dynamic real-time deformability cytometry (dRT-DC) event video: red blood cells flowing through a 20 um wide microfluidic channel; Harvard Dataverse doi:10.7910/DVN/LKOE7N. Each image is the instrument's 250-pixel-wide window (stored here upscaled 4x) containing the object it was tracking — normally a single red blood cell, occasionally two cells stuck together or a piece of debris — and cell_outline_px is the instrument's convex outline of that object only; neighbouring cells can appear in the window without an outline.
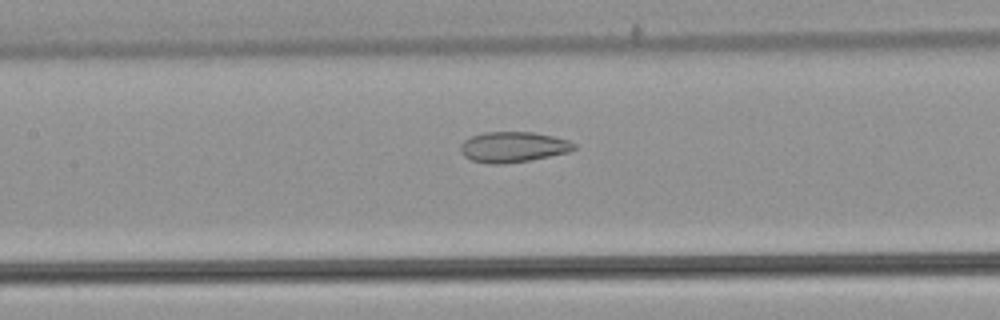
{"species": "common noctule bat (a hibernating species)", "species_latin": "Nyctalus noctula", "temperature_condition": "warm", "stored_images_in_passage": 32, "camera_frame_rate_fps": 3000, "um_per_image_px": 0.085, "animal": {"sex": "male", "body_mass_g": 21.5, "forearm_length_mm": 52.0}, "frame": {"image": 1, "passage_image": 14, "time_ms": 4.333, "image_size_px": [1000, 320], "cell_outline_px": [[576, 148], [568, 152], [528, 160], [504, 164], [488, 164], [472, 160], [464, 156], [460, 152], [460, 144], [464, 140], [472, 136], [484, 132], [532, 132], [552, 136], [568, 140], [576, 144]], "centroid_in_image_um": [43.58, 12.49], "position_along_channel_um": 163.8, "area_um2": 20.11}}
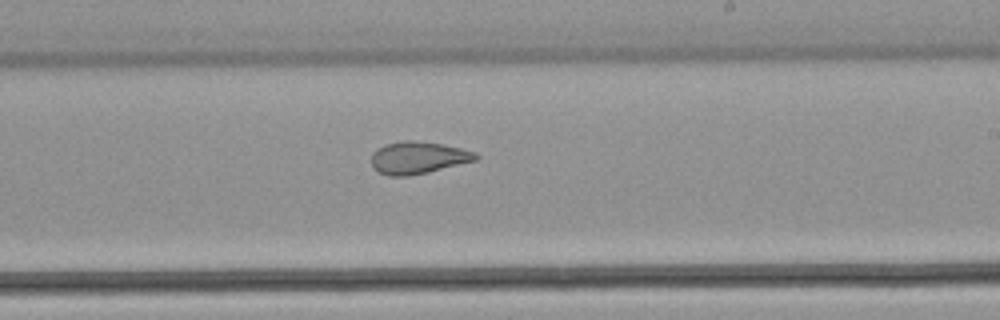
{"frame": {"image": 2, "passage_image": 21, "time_ms": 6.667, "image_size_px": [1000, 320], "cell_outline_px": [[480, 156], [476, 160], [428, 172], [408, 176], [388, 176], [372, 168], [372, 152], [376, 148], [384, 144], [404, 140], [412, 140], [444, 144], [476, 152]], "centroid_in_image_um": [35.52, 13.39], "position_along_channel_um": 253.5, "area_um2": 19.71}}
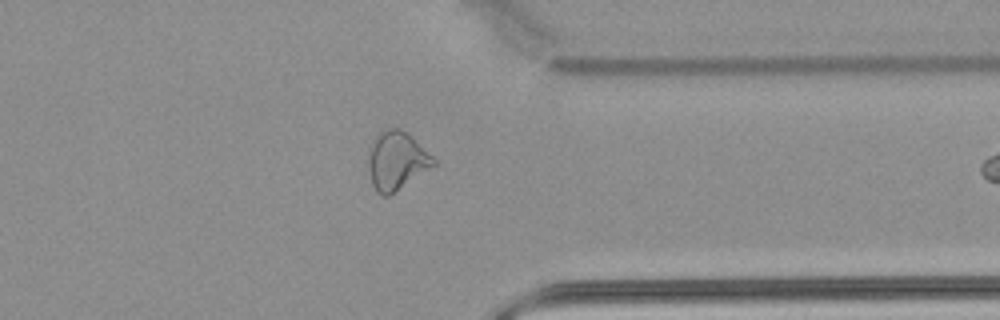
{"frame": {"image": 3, "passage_image": 31, "time_ms": 10.0, "image_size_px": [1000, 320], "cell_outline_px": [[436, 164], [388, 196], [380, 196], [376, 192], [372, 184], [368, 168], [368, 148], [376, 136], [380, 132], [388, 128], [400, 128], [412, 136], [436, 160]], "centroid_in_image_um": [33.67, 13.65], "position_along_channel_um": 377.7, "area_um2": 22.08}}